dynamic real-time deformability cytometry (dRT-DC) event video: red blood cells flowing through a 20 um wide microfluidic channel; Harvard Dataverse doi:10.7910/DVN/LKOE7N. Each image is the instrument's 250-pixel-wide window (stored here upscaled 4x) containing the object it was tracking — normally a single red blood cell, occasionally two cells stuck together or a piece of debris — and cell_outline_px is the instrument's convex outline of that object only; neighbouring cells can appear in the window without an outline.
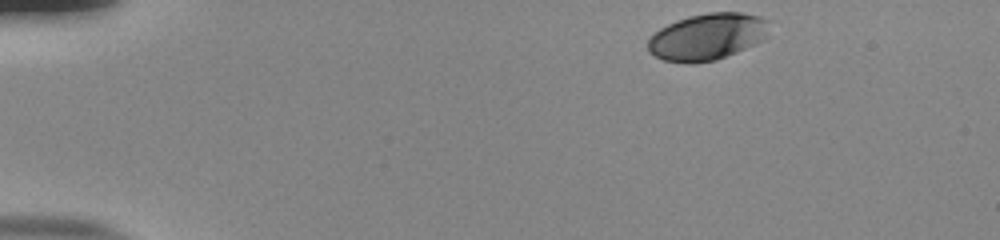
{"species": "human", "species_latin": "Homo sapiens", "temperature_condition": "room temperature", "stored_images_in_passage": 47, "camera_frame_rate_fps": 3000, "um_per_image_px": 0.085, "donor": {"sex": "male"}, "frame": {"image": 1, "passage_image": 1, "time_ms": 0.0, "image_size_px": [1000, 240], "cell_outline_px": [[772, 20], [764, 40], [756, 44], [716, 60], [692, 64], [684, 64], [664, 60], [648, 52], [648, 40], [660, 28], [676, 20], [708, 12], [740, 12], [760, 16]], "centroid_in_image_um": [60.16, 3.12], "position_along_channel_um": 24.8, "area_um2": 33.29}}
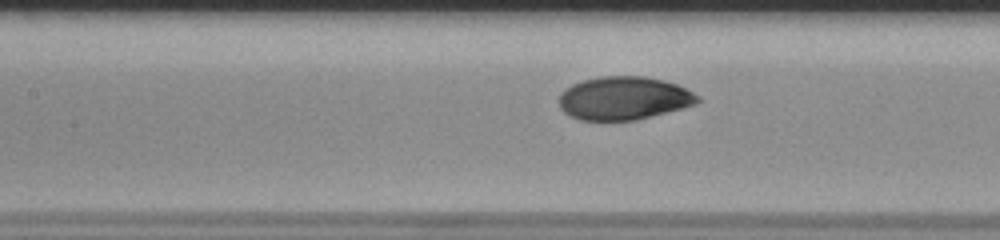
{"frame": {"image": 2, "passage_image": 19, "time_ms": 6.0, "image_size_px": [1000, 240], "cell_outline_px": [[700, 100], [696, 104], [636, 120], [580, 120], [564, 112], [560, 108], [560, 92], [564, 88], [572, 84], [584, 80], [600, 76], [644, 76], [664, 80], [676, 84], [700, 96]], "centroid_in_image_um": [53.01, 8.34], "position_along_channel_um": 154.4, "area_um2": 34.8}}
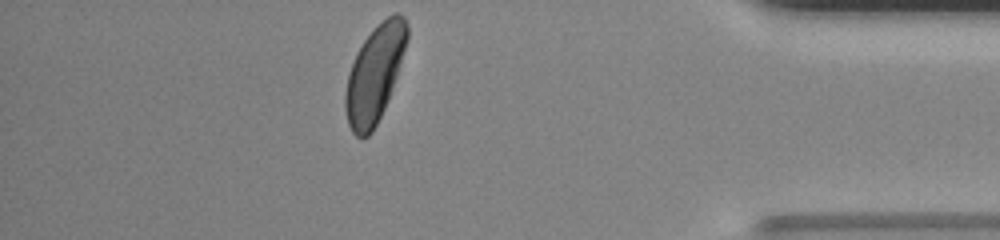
{"frame": {"image": 3, "passage_image": 41, "time_ms": 13.333, "image_size_px": [1000, 240], "cell_outline_px": [[408, 36], [396, 76], [388, 100], [372, 132], [368, 136], [356, 136], [352, 132], [348, 124], [344, 108], [344, 92], [348, 72], [356, 52], [364, 40], [376, 24], [380, 20], [392, 12], [400, 12], [404, 16], [408, 24]], "centroid_in_image_um": [31.83, 6.23], "position_along_channel_um": 403.4, "area_um2": 34.85}, "authors_computed_cell_mechanics": {"area_um2": 34.8534, "velocity_mm_per_s": 3.8369, "shape_relaxation_time_tau1_ms": 2.8975, "shape_relaxation_time_tau2_ms": null, "deformation_change_tau1": 0.1304, "deformation_change_tau2": null}}